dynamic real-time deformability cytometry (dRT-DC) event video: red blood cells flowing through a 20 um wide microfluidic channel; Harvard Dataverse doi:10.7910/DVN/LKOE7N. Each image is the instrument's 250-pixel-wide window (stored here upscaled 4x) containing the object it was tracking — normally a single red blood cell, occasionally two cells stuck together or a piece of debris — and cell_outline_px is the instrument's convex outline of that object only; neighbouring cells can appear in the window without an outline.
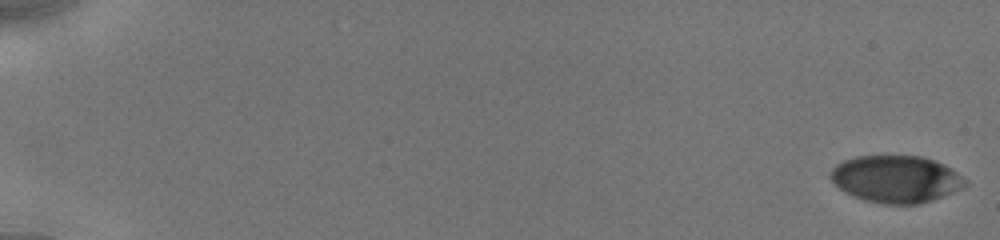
{"species": "human", "species_latin": "Homo sapiens", "temperature_condition": "cold", "stored_images_in_passage": 38, "camera_frame_rate_fps": 3000, "um_per_image_px": 0.085, "donor": {"sex": "male"}, "frame": {"image": 1, "passage_image": 1, "time_ms": 0.0, "image_size_px": [1000, 240], "cell_outline_px": [[968, 184], [952, 192], [932, 200], [920, 204], [880, 204], [864, 200], [852, 196], [844, 192], [828, 176], [828, 172], [836, 164], [844, 160], [856, 156], [920, 156], [932, 160], [956, 172], [968, 180]], "centroid_in_image_um": [76.11, 15.23], "position_along_channel_um": 8.9, "area_um2": 36.88}}
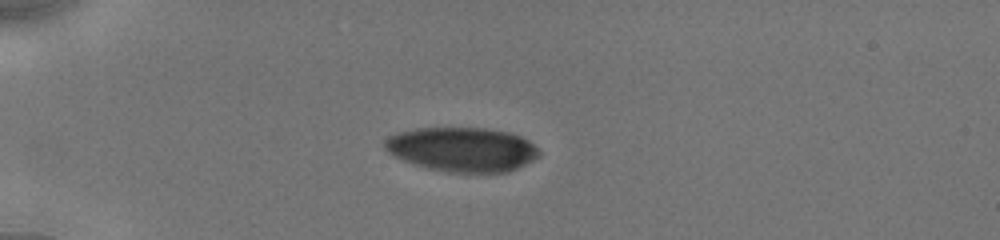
{"frame": {"image": 2, "passage_image": 32, "time_ms": 5.0, "image_size_px": [1000, 240], "cell_outline_px": [[540, 156], [508, 172], [448, 172], [428, 168], [404, 160], [388, 152], [384, 148], [384, 140], [388, 136], [396, 132], [416, 128], [484, 128], [508, 132], [520, 136], [528, 140], [540, 152]], "centroid_in_image_um": [39.26, 12.69], "position_along_channel_um": 45.7, "area_um2": 39.65}}